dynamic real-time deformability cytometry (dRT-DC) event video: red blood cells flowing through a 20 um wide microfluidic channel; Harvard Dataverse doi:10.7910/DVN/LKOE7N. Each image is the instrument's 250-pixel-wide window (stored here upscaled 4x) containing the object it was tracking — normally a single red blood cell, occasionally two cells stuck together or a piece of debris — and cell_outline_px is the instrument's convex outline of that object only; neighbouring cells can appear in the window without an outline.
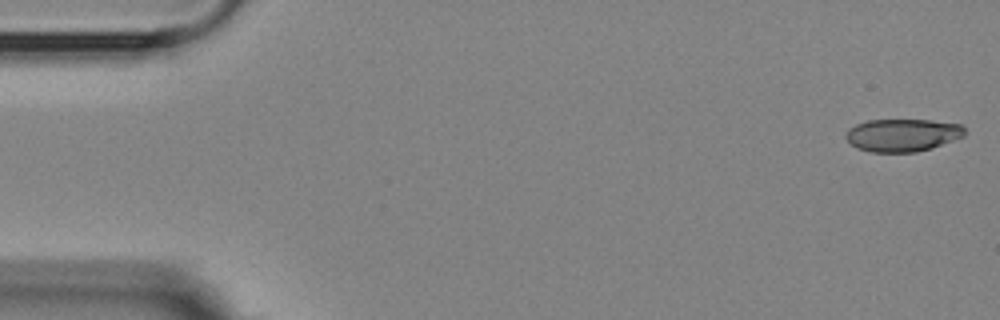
{"species": "Egyptian fruit bat (a non-hibernating species)", "species_latin": "Rousettus aegyptiacus", "temperature_condition": "room temperature", "stored_images_in_passage": 5, "camera_frame_rate_fps": 3000, "um_per_image_px": 0.085, "animal": {"sex": "female"}, "frame": {"image": 1, "passage_image": 1, "time_ms": 0.0, "image_size_px": [1000, 320], "cell_outline_px": [[964, 136], [932, 148], [916, 152], [872, 152], [856, 148], [844, 136], [848, 128], [856, 124], [868, 120], [932, 120], [960, 124], [964, 128]], "centroid_in_image_um": [76.69, 11.48], "position_along_channel_um": 8.3, "area_um2": 22.66}}
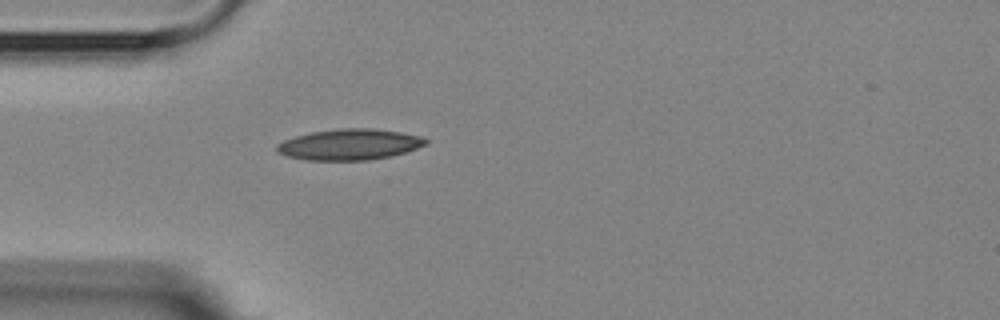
{"frame": {"image": 2, "passage_image": 5, "time_ms": 4.667, "image_size_px": [1000, 320], "cell_outline_px": [[428, 144], [404, 152], [388, 156], [368, 160], [308, 160], [288, 156], [276, 152], [276, 144], [284, 140], [296, 136], [312, 132], [340, 128], [368, 128], [400, 132], [420, 136], [428, 140]], "centroid_in_image_um": [29.68, 12.28], "position_along_channel_um": 55.3, "area_um2": 26.59}}